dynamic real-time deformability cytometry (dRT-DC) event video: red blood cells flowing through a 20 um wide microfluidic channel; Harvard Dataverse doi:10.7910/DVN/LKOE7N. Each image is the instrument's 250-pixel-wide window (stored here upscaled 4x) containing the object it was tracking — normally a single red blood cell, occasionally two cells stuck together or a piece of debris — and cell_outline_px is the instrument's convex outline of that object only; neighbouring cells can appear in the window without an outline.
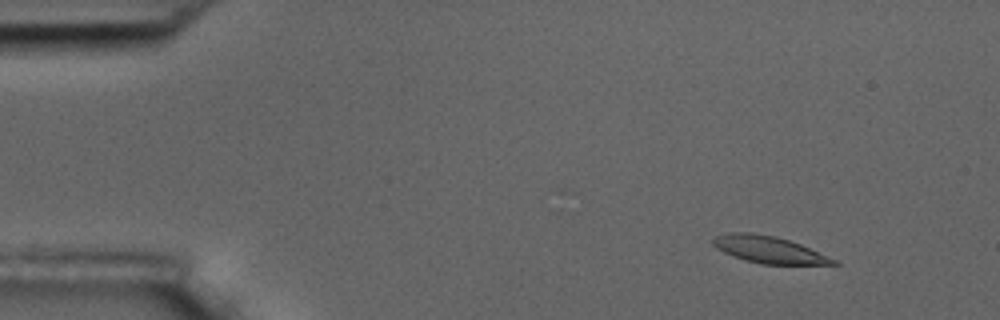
{"species": "common noctule bat (a hibernating species)", "species_latin": "Nyctalus noctula", "temperature_condition": "room temperature", "stored_images_in_passage": 5, "camera_frame_rate_fps": 3000, "um_per_image_px": 0.085, "animal": {"sex": "male", "body_mass_g": 17.5, "forearm_length_mm": 52.3}, "frame": {"image": 1, "passage_image": 2, "time_ms": 1.333, "image_size_px": [1000, 320], "cell_outline_px": [[840, 264], [760, 264], [744, 260], [732, 256], [716, 248], [712, 244], [712, 240], [716, 236], [728, 232], [752, 232], [776, 236], [800, 244], [836, 260]], "centroid_in_image_um": [65.29, 21.21], "position_along_channel_um": 19.7, "area_um2": 18.79}}
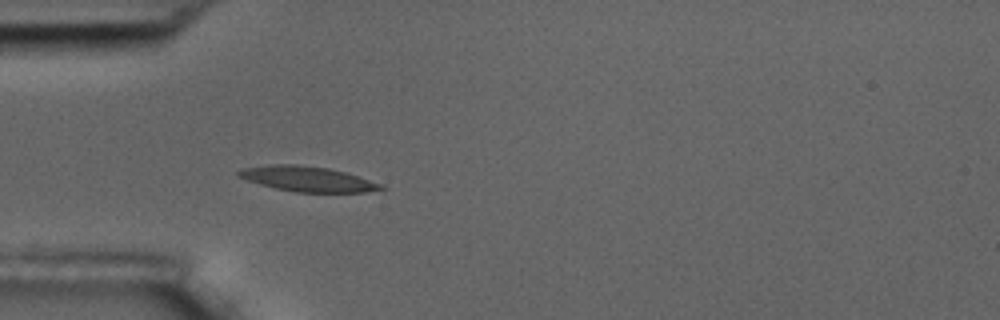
{"frame": {"image": 2, "passage_image": 5, "time_ms": 5.0, "image_size_px": [1000, 320], "cell_outline_px": [[388, 188], [364, 192], [296, 192], [276, 188], [260, 184], [236, 176], [236, 172], [244, 168], [268, 164], [296, 164], [328, 168], [344, 172], [384, 184]], "centroid_in_image_um": [26.15, 15.2], "position_along_channel_um": 58.9, "area_um2": 20.81}}